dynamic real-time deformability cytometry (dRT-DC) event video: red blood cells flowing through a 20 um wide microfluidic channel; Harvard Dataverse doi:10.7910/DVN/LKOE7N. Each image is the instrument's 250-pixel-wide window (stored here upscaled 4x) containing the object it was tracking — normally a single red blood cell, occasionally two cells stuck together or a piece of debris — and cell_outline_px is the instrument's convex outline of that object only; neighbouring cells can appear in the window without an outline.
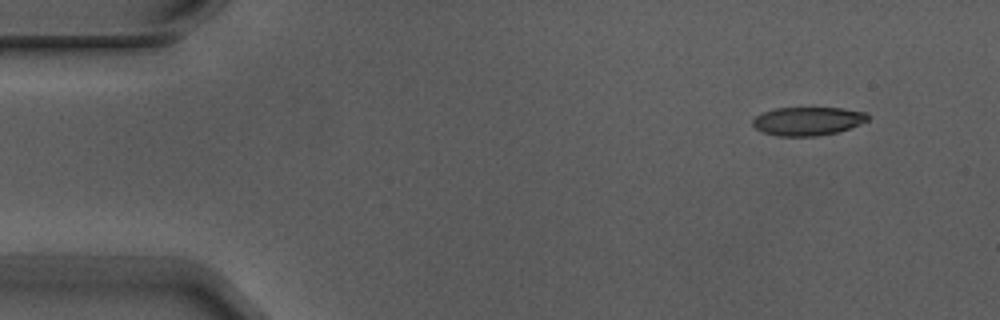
{"species": "Egyptian fruit bat (a non-hibernating species)", "species_latin": "Rousettus aegyptiacus", "temperature_condition": "warm", "stored_images_in_passage": 4, "camera_frame_rate_fps": 3000, "um_per_image_px": 0.085, "animal": {"sex": "male"}, "frame": {"image": 1, "passage_image": 1, "time_ms": 0.0, "image_size_px": [1000, 320], "cell_outline_px": [[868, 120], [860, 124], [836, 132], [816, 136], [780, 136], [760, 132], [752, 124], [752, 120], [756, 116], [764, 112], [776, 108], [840, 108], [864, 112], [868, 116]], "centroid_in_image_um": [68.62, 10.3], "position_along_channel_um": 16.4, "area_um2": 18.9}}
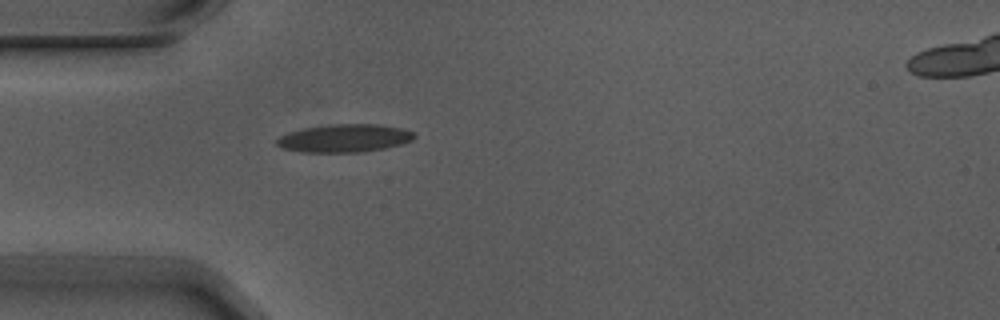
{"frame": {"image": 2, "passage_image": 4, "time_ms": 1.0, "image_size_px": [1000, 320], "cell_outline_px": [[416, 136], [412, 140], [400, 144], [384, 148], [360, 152], [300, 152], [284, 148], [276, 144], [276, 140], [280, 136], [288, 132], [304, 128], [332, 124], [376, 124], [400, 128], [412, 132]], "centroid_in_image_um": [29.25, 11.75], "position_along_channel_um": 55.8, "area_um2": 22.2}}